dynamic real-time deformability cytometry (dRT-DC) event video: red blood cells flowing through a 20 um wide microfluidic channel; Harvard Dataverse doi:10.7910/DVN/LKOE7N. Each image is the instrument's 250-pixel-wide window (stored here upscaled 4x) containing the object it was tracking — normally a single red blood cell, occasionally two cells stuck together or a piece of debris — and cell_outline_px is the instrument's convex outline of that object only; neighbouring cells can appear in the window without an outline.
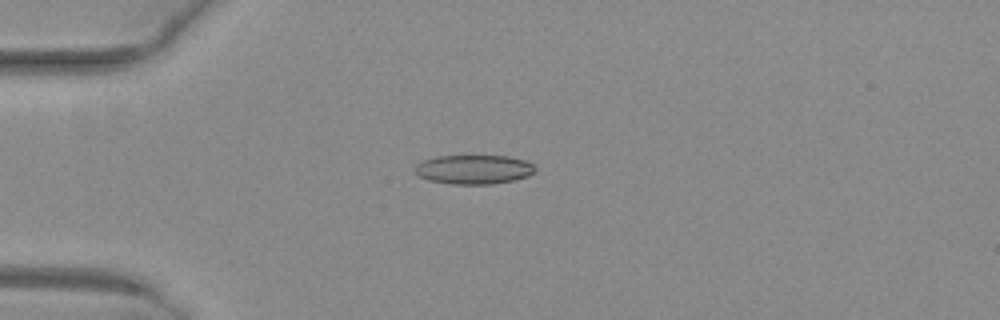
{"species": "common noctule bat (a hibernating species)", "species_latin": "Nyctalus noctula", "temperature_condition": "warm", "stored_images_in_passage": 33, "camera_frame_rate_fps": 3000, "um_per_image_px": 0.085, "animal": {"sex": "female", "body_mass_g": 29.2, "forearm_length_mm": 56.3}, "frame": {"image": 1, "passage_image": 1, "time_ms": 0.0, "image_size_px": [1000, 320], "cell_outline_px": [[536, 172], [528, 176], [512, 180], [492, 184], [452, 184], [428, 180], [412, 172], [412, 168], [416, 164], [424, 160], [436, 156], [508, 156], [528, 160], [536, 168]], "centroid_in_image_um": [40.26, 14.4], "position_along_channel_um": 44.7, "area_um2": 20.69}}
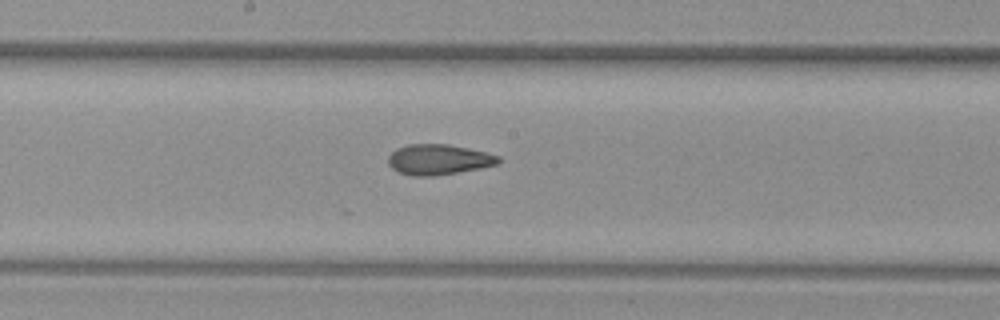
{"frame": {"image": 2, "passage_image": 15, "time_ms": 4.667, "image_size_px": [1000, 320], "cell_outline_px": [[500, 160], [496, 164], [480, 168], [436, 176], [412, 176], [400, 172], [392, 168], [388, 164], [388, 156], [396, 148], [408, 144], [448, 144], [468, 148], [500, 156]], "centroid_in_image_um": [37.25, 13.56], "position_along_channel_um": 211.0, "area_um2": 19.48}}
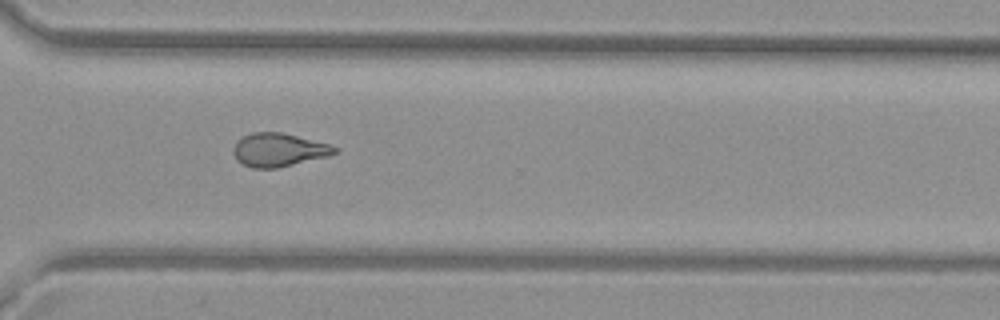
{"frame": {"image": 3, "passage_image": 25, "time_ms": 8.0, "image_size_px": [1000, 320], "cell_outline_px": [[336, 152], [328, 156], [276, 168], [252, 168], [236, 160], [232, 152], [232, 148], [236, 140], [252, 132], [284, 132], [332, 144], [336, 148]], "centroid_in_image_um": [23.66, 12.72], "position_along_channel_um": 346.9, "area_um2": 19.88}, "authors_computed_cell_mechanics": {"area_um2": 19.4786, "velocity_mm_per_s": 4.0814, "shape_relaxation_time_tau1_ms": null, "shape_relaxation_time_tau2_ms": 2.0548, "deformation_change_tau1": null, "deformation_change_tau2": 0.087}}